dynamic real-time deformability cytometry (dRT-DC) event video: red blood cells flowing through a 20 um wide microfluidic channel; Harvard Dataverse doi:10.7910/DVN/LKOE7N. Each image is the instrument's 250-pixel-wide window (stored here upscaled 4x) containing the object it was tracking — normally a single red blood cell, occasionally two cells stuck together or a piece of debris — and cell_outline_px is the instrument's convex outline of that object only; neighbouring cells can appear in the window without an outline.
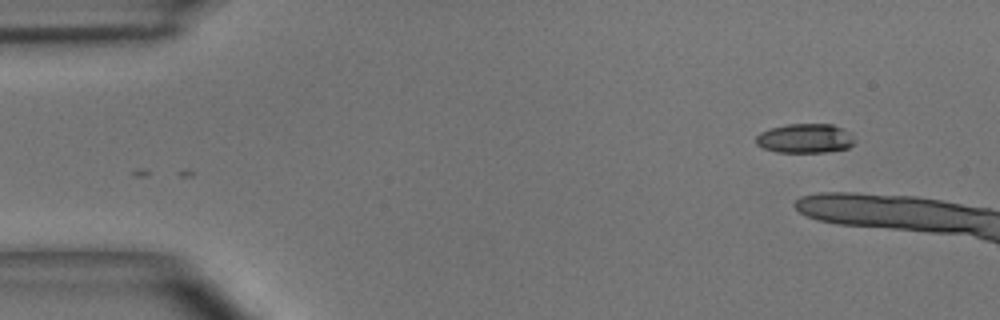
{"species": "common noctule bat (a hibernating species)", "species_latin": "Nyctalus noctula", "temperature_condition": "room temperature", "stored_images_in_passage": 4, "camera_frame_rate_fps": 3000, "um_per_image_px": 0.085, "animal": {"sex": "male", "body_mass_g": 15.6}, "frame": {"image": 1, "passage_image": 4, "time_ms": 1.0, "image_size_px": [1000, 320], "cell_outline_px": [[856, 140], [848, 148], [828, 152], [776, 152], [764, 148], [756, 144], [756, 136], [760, 132], [772, 128], [788, 124], [832, 124], [852, 132]], "centroid_in_image_um": [68.48, 11.76], "position_along_channel_um": 16.5, "area_um2": 16.99}}